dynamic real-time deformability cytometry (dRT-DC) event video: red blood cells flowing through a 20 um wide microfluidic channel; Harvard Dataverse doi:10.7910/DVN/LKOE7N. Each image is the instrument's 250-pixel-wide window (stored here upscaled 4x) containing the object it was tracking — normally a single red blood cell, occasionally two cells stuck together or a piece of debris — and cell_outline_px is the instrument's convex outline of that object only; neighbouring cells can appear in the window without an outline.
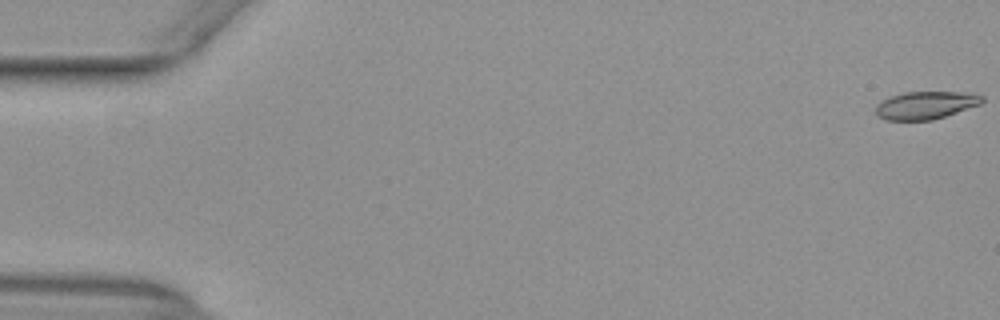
{"species": "common noctule bat (a hibernating species)", "species_latin": "Nyctalus noctula", "temperature_condition": "warm", "stored_images_in_passage": 15, "camera_frame_rate_fps": 3000, "um_per_image_px": 0.085, "animal": {"sex": "female", "body_mass_g": 29.2, "forearm_length_mm": 56.3}, "frame": {"image": 1, "passage_image": 1, "time_ms": 0.0, "image_size_px": [1000, 320], "cell_outline_px": [[984, 100], [980, 104], [932, 120], [884, 120], [876, 116], [876, 104], [888, 96], [904, 92], [972, 92], [984, 96]], "centroid_in_image_um": [78.65, 8.93], "position_along_channel_um": 6.4, "area_um2": 17.34}}
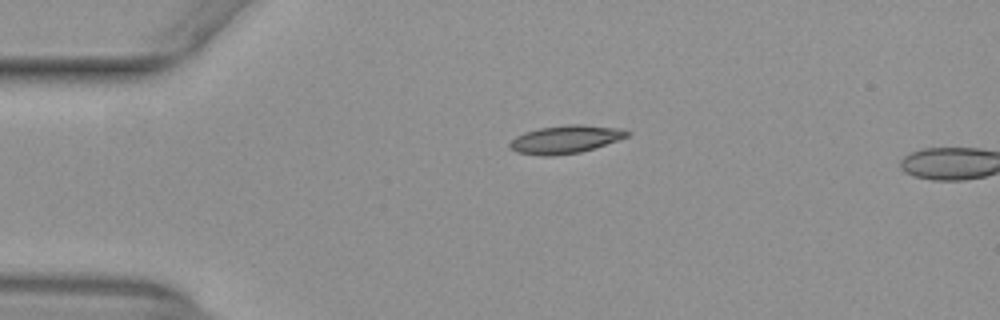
{"frame": {"image": 2, "passage_image": 13, "time_ms": 4.0, "image_size_px": [1000, 320], "cell_outline_px": [[632, 132], [628, 136], [596, 148], [580, 152], [552, 156], [544, 156], [516, 152], [508, 148], [508, 144], [516, 136], [524, 132], [540, 128], [568, 124], [580, 124], [624, 128]], "centroid_in_image_um": [48.08, 11.84], "position_along_channel_um": 36.9, "area_um2": 19.36}}